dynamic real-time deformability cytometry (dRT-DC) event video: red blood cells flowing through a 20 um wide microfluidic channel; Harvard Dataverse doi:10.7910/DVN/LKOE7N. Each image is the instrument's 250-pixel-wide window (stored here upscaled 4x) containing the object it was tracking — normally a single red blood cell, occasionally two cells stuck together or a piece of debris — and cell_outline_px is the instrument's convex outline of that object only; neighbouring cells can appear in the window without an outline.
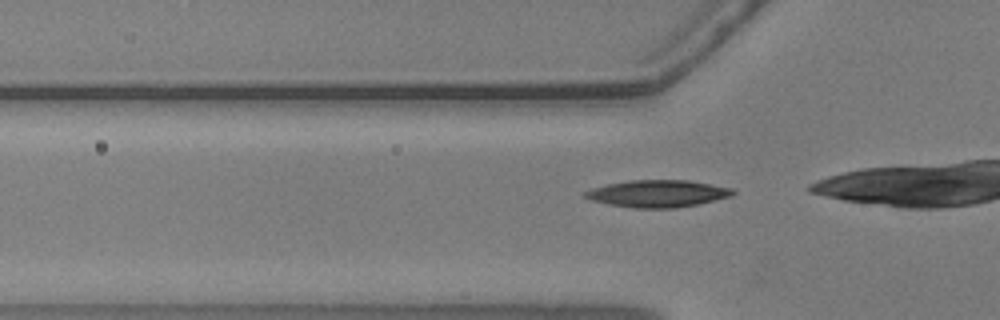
{"species": "common noctule bat (a hibernating species)", "species_latin": "Nyctalus noctula", "temperature_condition": "warm", "stored_images_in_passage": 26, "camera_frame_rate_fps": 3000, "um_per_image_px": 0.085, "animal": {"sex": "male", "body_mass_g": 20.5, "forearm_length_mm": 52.5}, "frame": {"image": 1, "passage_image": 13, "time_ms": 4.0, "image_size_px": [1000, 320], "cell_outline_px": [[736, 192], [732, 196], [700, 204], [676, 208], [632, 208], [608, 204], [592, 200], [584, 196], [580, 192], [592, 188], [608, 184], [628, 180], [688, 180], [732, 188]], "centroid_in_image_um": [55.9, 16.46], "position_along_channel_um": 69.9, "area_um2": 23.52}}
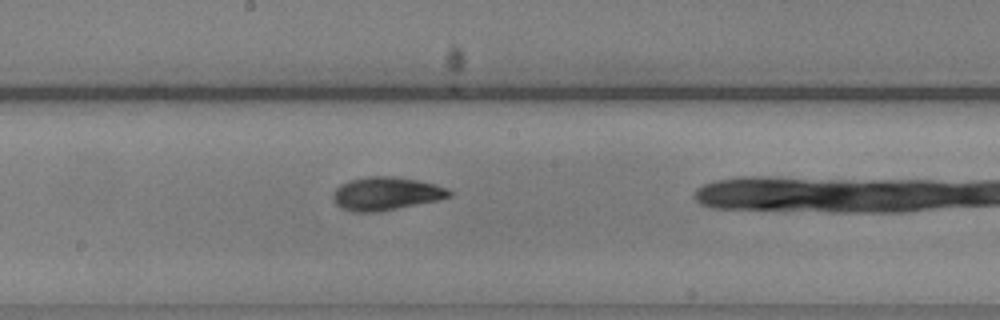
{"frame": {"image": 2, "passage_image": 25, "time_ms": 8.0, "image_size_px": [1000, 320], "cell_outline_px": [[452, 196], [440, 200], [376, 212], [352, 212], [340, 208], [332, 200], [332, 196], [336, 188], [340, 184], [348, 180], [368, 176], [392, 176], [420, 180], [436, 184], [448, 188], [452, 192]], "centroid_in_image_um": [32.82, 16.45], "position_along_channel_um": 215.4, "area_um2": 22.83}}